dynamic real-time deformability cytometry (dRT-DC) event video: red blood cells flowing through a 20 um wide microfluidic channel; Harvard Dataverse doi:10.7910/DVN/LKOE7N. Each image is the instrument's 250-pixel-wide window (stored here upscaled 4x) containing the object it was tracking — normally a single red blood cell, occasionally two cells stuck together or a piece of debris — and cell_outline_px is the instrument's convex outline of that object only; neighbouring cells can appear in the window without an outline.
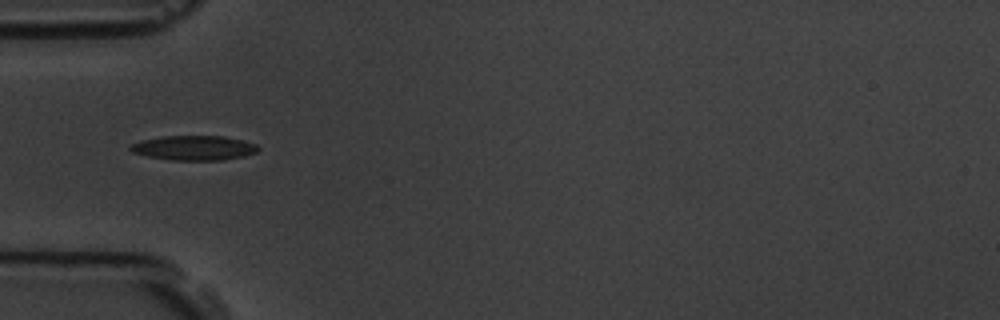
{"species": "common noctule bat (a hibernating species)", "species_latin": "Nyctalus noctula", "temperature_condition": "room temperature", "stored_images_in_passage": 7, "camera_frame_rate_fps": 3000, "um_per_image_px": 0.085, "animal": {"sex": "male", "body_mass_g": 19.5, "forearm_length_mm": 54.6}, "frame": {"image": 1, "passage_image": 4, "time_ms": 3.667, "image_size_px": [1000, 320], "cell_outline_px": [[260, 148], [256, 152], [244, 156], [220, 160], [172, 160], [148, 156], [132, 152], [128, 148], [128, 144], [140, 140], [160, 136], [224, 136], [244, 140], [256, 144]], "centroid_in_image_um": [16.45, 12.56], "position_along_channel_um": 68.5, "area_um2": 18.5}}
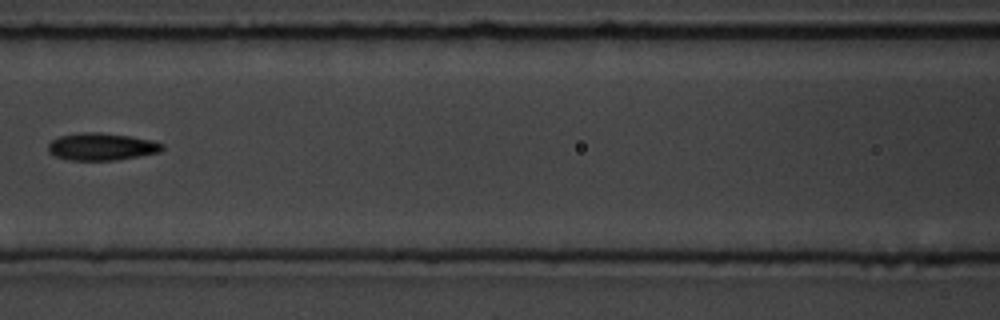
{"frame": {"image": 2, "passage_image": 6, "time_ms": 6.0, "image_size_px": [1000, 320], "cell_outline_px": [[164, 148], [160, 152], [116, 160], [68, 160], [56, 156], [48, 152], [48, 144], [52, 140], [60, 136], [80, 132], [100, 132], [132, 136], [152, 140], [164, 144]], "centroid_in_image_um": [8.64, 12.46], "position_along_channel_um": 158.0, "area_um2": 18.26}}
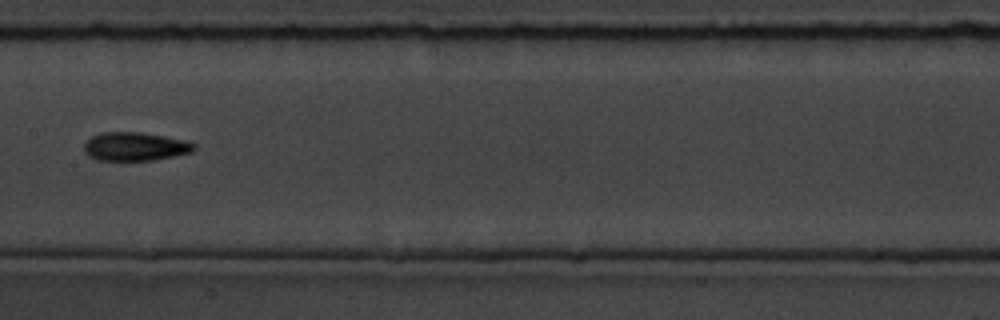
{"frame": {"image": 3, "passage_image": 7, "time_ms": 7.0, "image_size_px": [1000, 320], "cell_outline_px": [[196, 148], [192, 152], [152, 160], [96, 160], [88, 156], [84, 152], [84, 144], [92, 136], [100, 132], [144, 132], [188, 140], [196, 144]], "centroid_in_image_um": [11.49, 12.44], "position_along_channel_um": 195.9, "area_um2": 18.5}}